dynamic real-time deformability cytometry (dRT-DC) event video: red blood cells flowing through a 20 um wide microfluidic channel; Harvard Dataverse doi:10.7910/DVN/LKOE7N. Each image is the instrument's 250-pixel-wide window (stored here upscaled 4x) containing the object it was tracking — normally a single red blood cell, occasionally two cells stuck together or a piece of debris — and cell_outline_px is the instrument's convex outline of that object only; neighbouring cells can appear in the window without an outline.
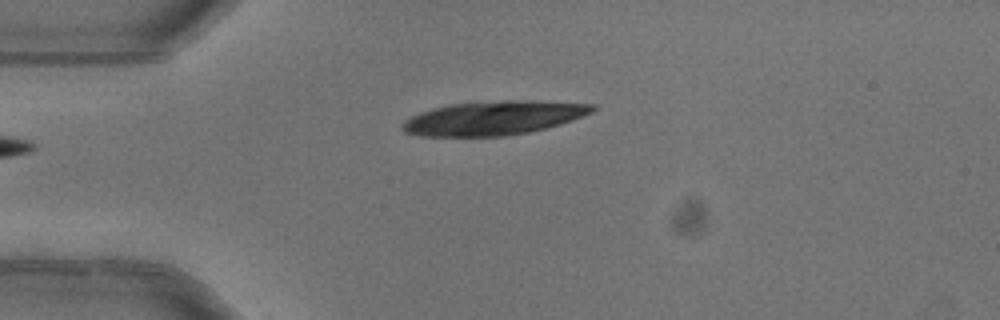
{"species": "common noctule bat (a hibernating species)", "species_latin": "Nyctalus noctula", "temperature_condition": "warm", "stored_images_in_passage": 3, "camera_frame_rate_fps": 3000, "um_per_image_px": 0.085, "animal": {"sex": "female"}, "frame": {"image": 1, "passage_image": 1, "time_ms": 0.0, "image_size_px": [1000, 320], "cell_outline_px": [[596, 108], [592, 112], [584, 116], [560, 124], [528, 132], [508, 136], [420, 136], [404, 132], [400, 128], [400, 124], [404, 120], [420, 112], [432, 108], [448, 104], [504, 100], [528, 100], [596, 104]], "centroid_in_image_um": [41.93, 10.02], "position_along_channel_um": 43.1, "area_um2": 37.8}}